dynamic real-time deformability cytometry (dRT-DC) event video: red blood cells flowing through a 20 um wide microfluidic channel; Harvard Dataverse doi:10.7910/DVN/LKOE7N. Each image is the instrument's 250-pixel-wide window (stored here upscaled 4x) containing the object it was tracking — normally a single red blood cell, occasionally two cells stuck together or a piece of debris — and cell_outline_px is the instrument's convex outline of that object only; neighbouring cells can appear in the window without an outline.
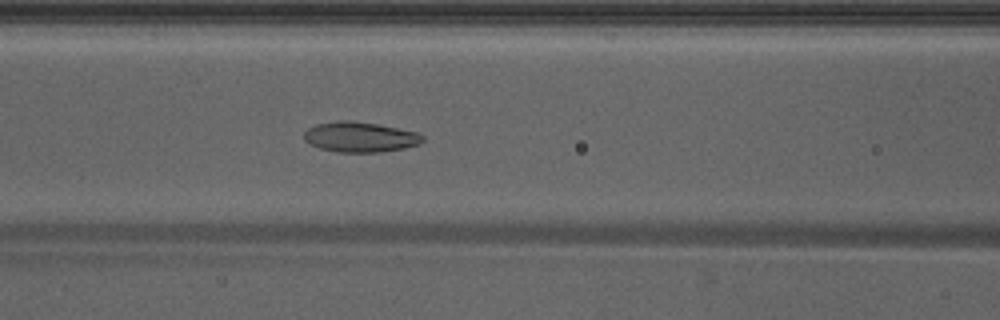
{"species": "Egyptian fruit bat (a non-hibernating species)", "species_latin": "Rousettus aegyptiacus", "temperature_condition": "warm", "stored_images_in_passage": 49, "camera_frame_rate_fps": 3000, "um_per_image_px": 0.085, "animal": {"sex": "male"}, "frame": {"image": 1, "passage_image": 22, "time_ms": 7.0, "image_size_px": [1000, 320], "cell_outline_px": [[424, 140], [420, 144], [404, 148], [380, 152], [340, 152], [320, 148], [308, 144], [304, 140], [304, 132], [308, 128], [316, 124], [336, 120], [348, 120], [376, 124], [416, 132], [424, 136]], "centroid_in_image_um": [30.58, 11.64], "position_along_channel_um": 136.0, "area_um2": 20.87}}
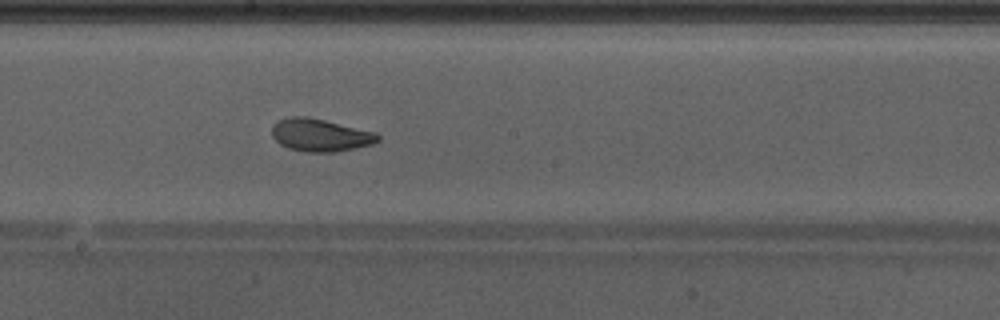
{"frame": {"image": 2, "passage_image": 28, "time_ms": 9.0, "image_size_px": [1000, 320], "cell_outline_px": [[380, 140], [372, 144], [336, 152], [308, 152], [288, 148], [280, 144], [272, 136], [272, 124], [288, 116], [308, 116], [376, 132], [380, 136]], "centroid_in_image_um": [27.22, 11.47], "position_along_channel_um": 221.0, "area_um2": 20.23}, "authors_computed_cell_mechanics": {"area_um2": 21.7328, "velocity_mm_per_s": 4.2588, "shape_relaxation_time_tau1_ms": 3.3977, "shape_relaxation_time_tau2_ms": 1.7777, "deformation_change_tau1": 0.1347, "deformation_change_tau2": 0.0781}}